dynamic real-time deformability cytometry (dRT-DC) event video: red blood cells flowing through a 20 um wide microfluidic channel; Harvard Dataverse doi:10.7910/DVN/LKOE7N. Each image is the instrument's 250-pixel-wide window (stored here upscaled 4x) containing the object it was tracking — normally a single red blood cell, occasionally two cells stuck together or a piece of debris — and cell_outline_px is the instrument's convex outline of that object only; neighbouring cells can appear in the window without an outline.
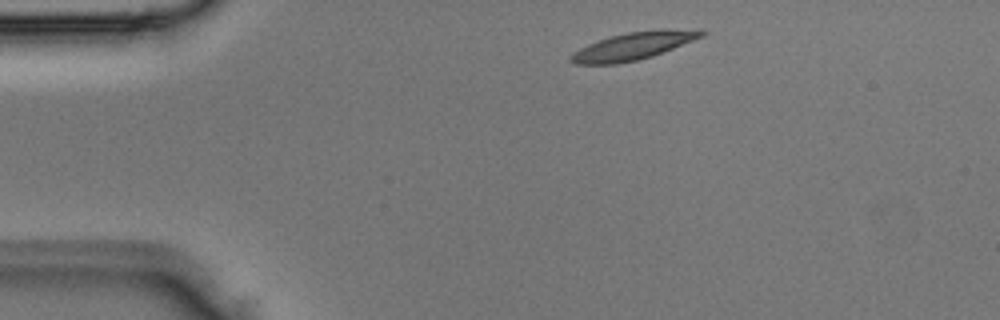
{"species": "Egyptian fruit bat (a non-hibernating species)", "species_latin": "Rousettus aegyptiacus", "temperature_condition": "room temperature", "stored_images_in_passage": 2, "camera_frame_rate_fps": 3000, "um_per_image_px": 0.085, "animal": {"sex": "male"}, "frame": {"image": 1, "passage_image": 1, "time_ms": 0.0, "image_size_px": [1000, 320], "cell_outline_px": [[708, 32], [704, 36], [652, 56], [636, 60], [616, 64], [576, 64], [568, 60], [568, 56], [580, 48], [588, 44], [612, 36], [628, 32], [700, 28]], "centroid_in_image_um": [53.84, 3.92], "position_along_channel_um": 31.2, "area_um2": 20.63}}